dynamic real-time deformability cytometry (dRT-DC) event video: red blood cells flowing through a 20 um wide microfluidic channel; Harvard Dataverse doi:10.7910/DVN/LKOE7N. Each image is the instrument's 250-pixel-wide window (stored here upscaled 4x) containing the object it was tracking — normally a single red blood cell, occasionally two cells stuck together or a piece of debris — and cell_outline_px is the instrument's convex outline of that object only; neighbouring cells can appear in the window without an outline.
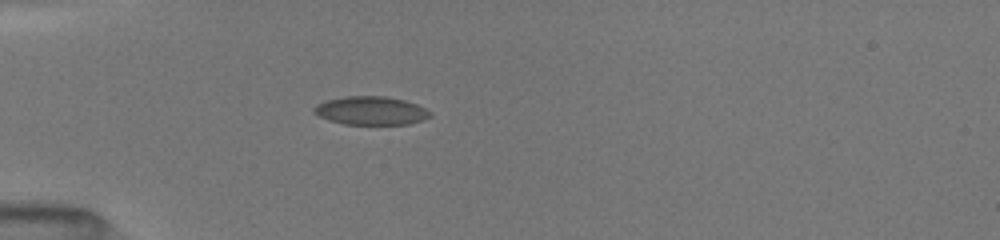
{"species": "common noctule bat (a hibernating species)", "species_latin": "Nyctalus noctula", "temperature_condition": "room temperature", "stored_images_in_passage": 5, "camera_frame_rate_fps": 3000, "um_per_image_px": 0.085, "animal": {"sex": "female", "body_mass_g": 19.5, "forearm_length_mm": 54.1}, "frame": {"image": 1, "passage_image": 3, "time_ms": 1.0, "image_size_px": [1000, 240], "cell_outline_px": [[432, 116], [424, 120], [408, 124], [344, 124], [328, 120], [312, 112], [312, 108], [316, 104], [328, 100], [348, 96], [384, 96], [404, 100], [416, 104], [432, 112]], "centroid_in_image_um": [31.54, 9.41], "position_along_channel_um": 53.5, "area_um2": 19.25}}